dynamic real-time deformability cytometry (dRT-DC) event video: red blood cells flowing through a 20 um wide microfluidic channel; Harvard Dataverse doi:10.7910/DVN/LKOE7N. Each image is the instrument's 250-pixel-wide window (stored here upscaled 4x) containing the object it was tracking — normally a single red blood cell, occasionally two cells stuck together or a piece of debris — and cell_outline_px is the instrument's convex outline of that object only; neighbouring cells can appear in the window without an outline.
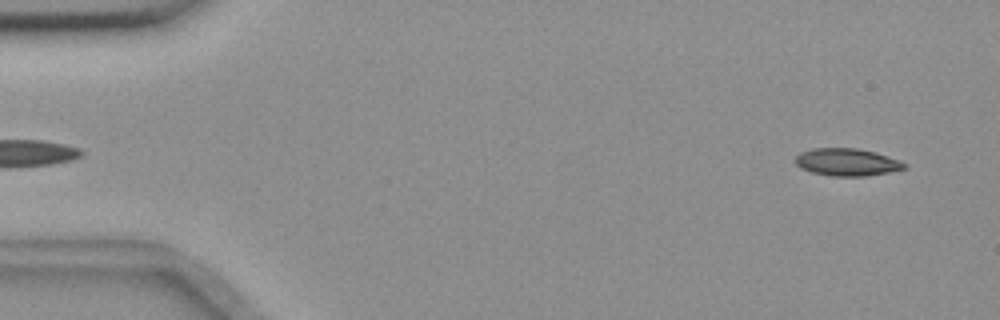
{"species": "common noctule bat (a hibernating species)", "species_latin": "Nyctalus noctula", "temperature_condition": "room temperature", "stored_images_in_passage": 55, "camera_frame_rate_fps": 3000, "um_per_image_px": 0.085, "animal": {"sex": "female", "body_mass_g": 18.4}, "frame": {"image": 1, "passage_image": 3, "time_ms": 0.667, "image_size_px": [1000, 320], "cell_outline_px": [[908, 168], [868, 176], [832, 176], [812, 172], [800, 168], [796, 164], [796, 156], [800, 152], [812, 148], [856, 148], [876, 152], [900, 160], [908, 164]], "centroid_in_image_um": [72.02, 13.78], "position_along_channel_um": 13.0, "area_um2": 17.57}}
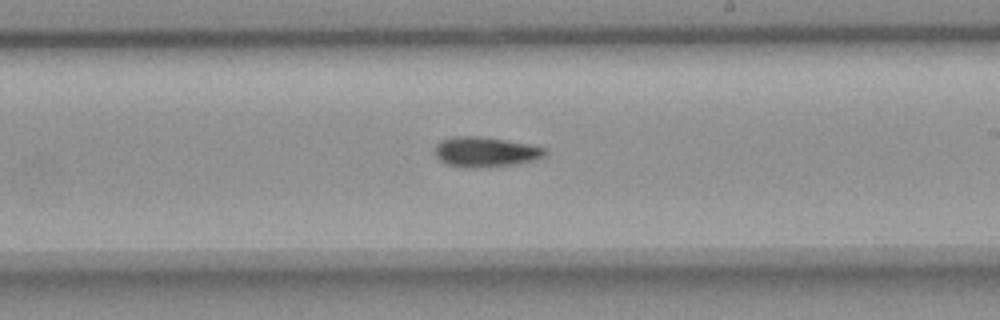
{"frame": {"image": 2, "passage_image": 32, "time_ms": 10.333, "image_size_px": [1000, 320], "cell_outline_px": [[544, 156], [536, 160], [516, 164], [476, 168], [464, 168], [448, 164], [440, 160], [436, 156], [436, 144], [440, 140], [452, 136], [480, 136], [504, 140], [544, 148]], "centroid_in_image_um": [41.2, 12.92], "position_along_channel_um": 247.8, "area_um2": 19.07}}
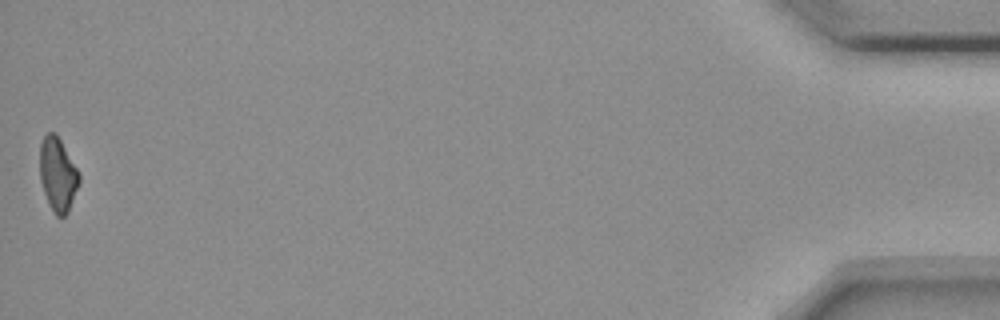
{"frame": {"image": 3, "passage_image": 55, "time_ms": 18.0, "image_size_px": [1000, 320], "cell_outline_px": [[80, 180], [68, 212], [64, 216], [56, 216], [48, 204], [40, 180], [40, 144], [44, 136], [48, 132], [56, 132], [80, 172]], "centroid_in_image_um": [4.91, 14.8], "position_along_channel_um": 430.3, "area_um2": 16.99}, "authors_computed_cell_mechanics": {"area_um2": 18.0336, "velocity_mm_per_s": 3.6432, "shape_relaxation_time_tau1_ms": 9.804, "shape_relaxation_time_tau2_ms": null, "deformation_change_tau1": 0.1776, "deformation_change_tau2": null}}